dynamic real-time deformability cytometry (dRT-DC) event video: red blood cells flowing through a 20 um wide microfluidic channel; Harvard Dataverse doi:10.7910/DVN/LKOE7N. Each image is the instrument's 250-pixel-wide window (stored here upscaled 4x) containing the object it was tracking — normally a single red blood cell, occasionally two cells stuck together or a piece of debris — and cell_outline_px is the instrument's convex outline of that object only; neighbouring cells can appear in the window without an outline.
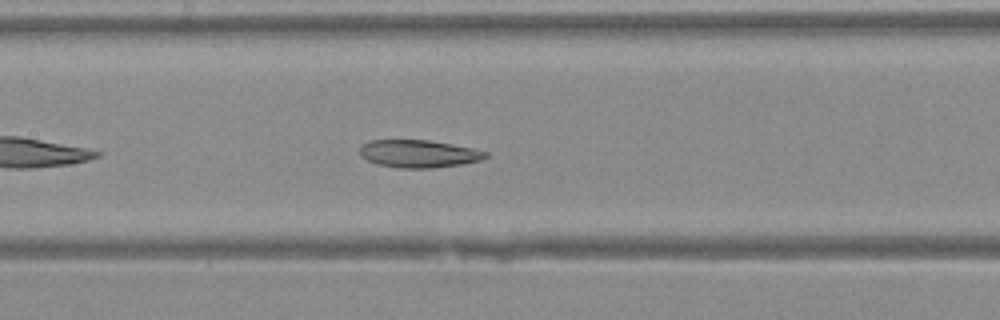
{"species": "Egyptian fruit bat (a non-hibernating species)", "species_latin": "Rousettus aegyptiacus", "temperature_condition": "warm", "stored_images_in_passage": 31, "camera_frame_rate_fps": 3000, "um_per_image_px": 0.085, "animal": {"sex": "female"}, "frame": {"image": 1, "passage_image": 9, "time_ms": 2.667, "image_size_px": [1000, 320], "cell_outline_px": [[488, 156], [480, 160], [460, 164], [432, 168], [396, 168], [376, 164], [360, 156], [360, 148], [364, 144], [372, 140], [428, 140], [472, 148], [488, 152]], "centroid_in_image_um": [35.57, 13.07], "position_along_channel_um": 171.8, "area_um2": 20.11}}
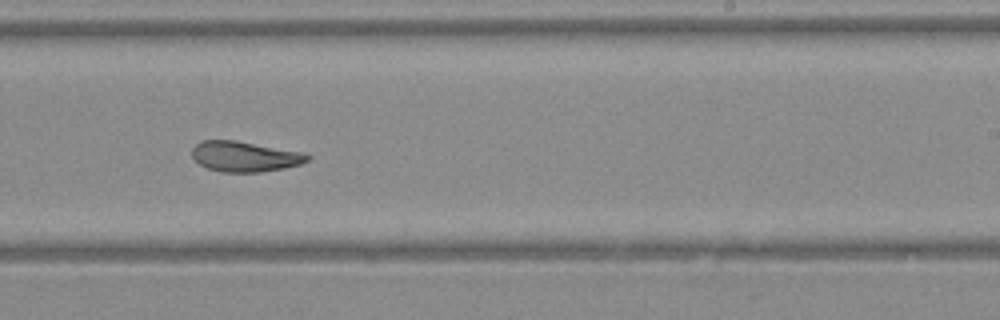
{"frame": {"image": 2, "passage_image": 15, "time_ms": 4.667, "image_size_px": [1000, 320], "cell_outline_px": [[312, 156], [308, 160], [300, 164], [284, 168], [260, 172], [220, 172], [208, 168], [200, 164], [192, 156], [192, 148], [200, 140], [236, 140], [304, 152]], "centroid_in_image_um": [20.81, 13.29], "position_along_channel_um": 268.2, "area_um2": 20.52}}
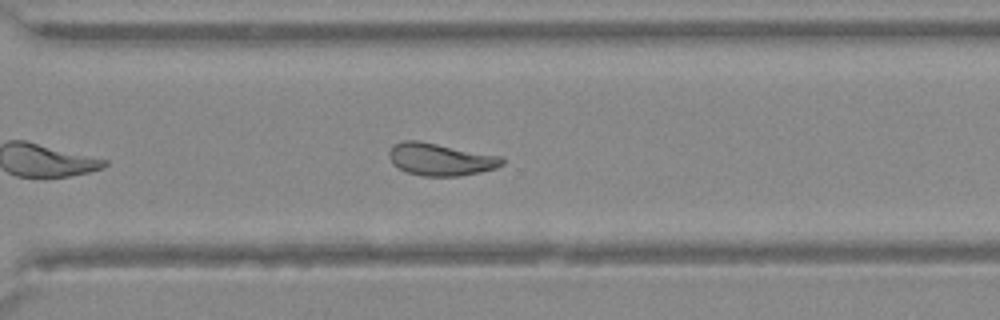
{"frame": {"image": 3, "passage_image": 19, "time_ms": 6.0, "image_size_px": [1000, 320], "cell_outline_px": [[504, 164], [496, 168], [480, 172], [460, 176], [424, 176], [408, 172], [392, 164], [388, 156], [388, 152], [396, 144], [404, 140], [420, 140], [500, 156], [504, 160]], "centroid_in_image_um": [37.44, 13.54], "position_along_channel_um": 333.2, "area_um2": 21.27}}